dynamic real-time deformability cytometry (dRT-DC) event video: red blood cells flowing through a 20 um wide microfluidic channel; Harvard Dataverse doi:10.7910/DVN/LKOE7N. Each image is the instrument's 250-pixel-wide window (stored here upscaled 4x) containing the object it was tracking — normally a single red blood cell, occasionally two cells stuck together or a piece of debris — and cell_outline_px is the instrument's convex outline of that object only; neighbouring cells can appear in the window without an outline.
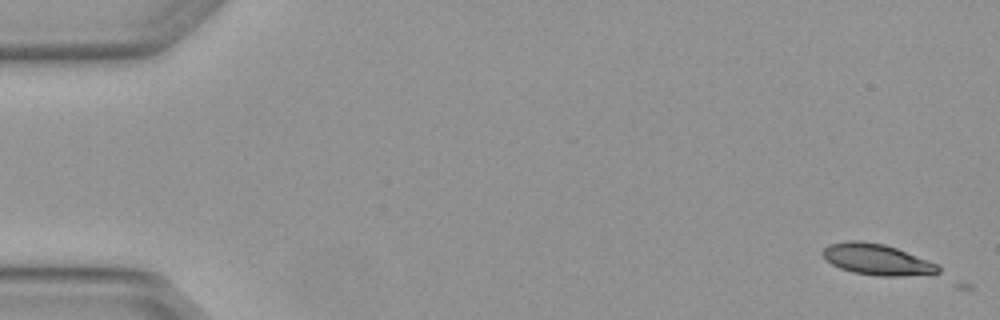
{"species": "Egyptian fruit bat (a non-hibernating species)", "species_latin": "Rousettus aegyptiacus", "temperature_condition": "warm", "stored_images_in_passage": 2, "camera_frame_rate_fps": 3000, "um_per_image_px": 0.085, "animal": {"sex": "female"}, "frame": {"image": 1, "passage_image": 1, "time_ms": 0.0, "image_size_px": [1000, 320], "cell_outline_px": [[940, 272], [900, 276], [880, 276], [852, 272], [840, 268], [832, 264], [820, 252], [828, 244], [848, 240], [860, 240], [884, 244], [896, 248], [936, 264], [940, 268]], "centroid_in_image_um": [74.47, 22.04], "position_along_channel_um": 10.5, "area_um2": 20.58}}